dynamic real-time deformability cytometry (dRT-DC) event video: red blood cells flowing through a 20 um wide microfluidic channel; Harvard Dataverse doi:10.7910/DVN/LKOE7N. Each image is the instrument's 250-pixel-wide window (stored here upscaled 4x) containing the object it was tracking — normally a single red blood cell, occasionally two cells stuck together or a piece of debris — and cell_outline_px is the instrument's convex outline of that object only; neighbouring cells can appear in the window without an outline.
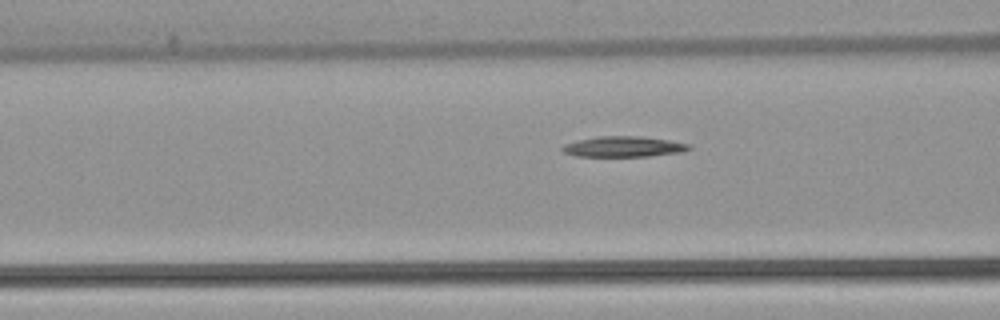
{"species": "common noctule bat (a hibernating species)", "species_latin": "Nyctalus noctula", "temperature_condition": "warm", "stored_images_in_passage": 5, "camera_frame_rate_fps": 3000, "um_per_image_px": 0.085, "animal": {"sex": "female", "body_mass_g": 22.7, "forearm_length_mm": 54.2}, "frame": {"image": 1, "passage_image": 4, "time_ms": 4.667, "image_size_px": [1000, 320], "cell_outline_px": [[692, 148], [684, 152], [648, 156], [576, 156], [564, 152], [560, 148], [564, 144], [596, 136], [640, 136], [668, 140], [688, 144]], "centroid_in_image_um": [53.01, 12.46], "position_along_channel_um": 113.6, "area_um2": 15.09}}
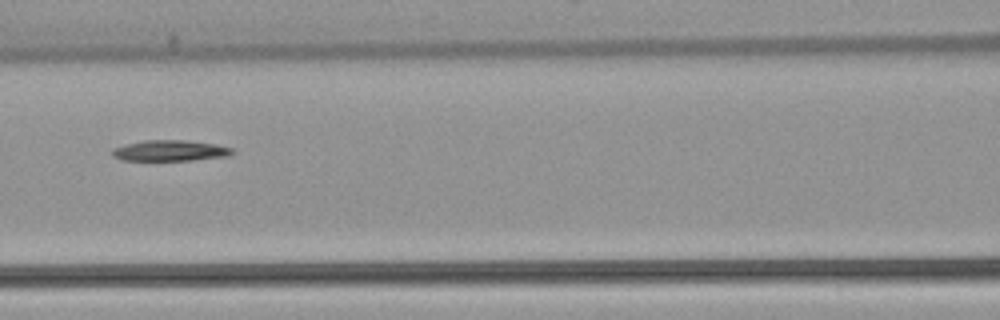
{"frame": {"image": 2, "passage_image": 5, "time_ms": 5.667, "image_size_px": [1000, 320], "cell_outline_px": [[236, 152], [228, 156], [192, 160], [120, 160], [112, 156], [112, 148], [144, 140], [184, 140], [216, 144], [232, 148]], "centroid_in_image_um": [14.47, 12.8], "position_along_channel_um": 152.1, "area_um2": 14.57}}